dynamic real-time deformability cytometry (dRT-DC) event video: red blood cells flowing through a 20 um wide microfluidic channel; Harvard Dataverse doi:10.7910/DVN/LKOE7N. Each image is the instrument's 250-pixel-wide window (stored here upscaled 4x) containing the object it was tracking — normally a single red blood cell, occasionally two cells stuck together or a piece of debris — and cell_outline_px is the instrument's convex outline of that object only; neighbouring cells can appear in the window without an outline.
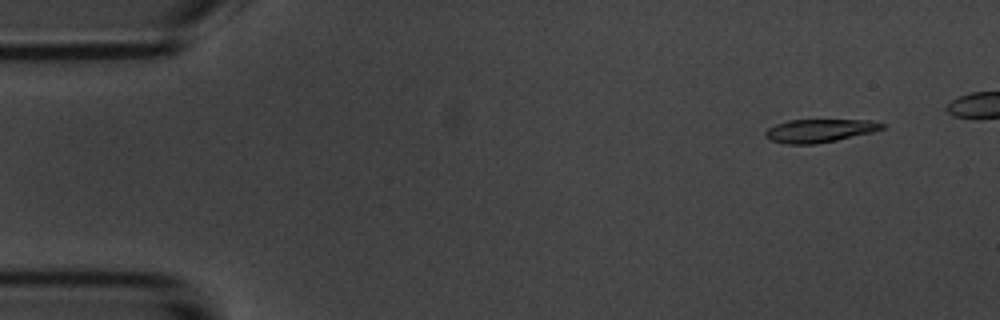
{"species": "common noctule bat (a hibernating species)", "species_latin": "Nyctalus noctula", "temperature_condition": "room temperature", "stored_images_in_passage": 6, "camera_frame_rate_fps": 3000, "um_per_image_px": 0.085, "animal": {"sex": "male", "body_mass_g": 20.1, "forearm_length_mm": 53.5}, "frame": {"image": 1, "passage_image": 2, "time_ms": 1.0, "image_size_px": [1000, 320], "cell_outline_px": [[884, 128], [872, 132], [836, 140], [816, 144], [784, 144], [772, 140], [764, 136], [764, 132], [768, 128], [776, 124], [788, 120], [872, 120], [884, 124]], "centroid_in_image_um": [69.63, 11.11], "position_along_channel_um": 15.4, "area_um2": 15.72}}